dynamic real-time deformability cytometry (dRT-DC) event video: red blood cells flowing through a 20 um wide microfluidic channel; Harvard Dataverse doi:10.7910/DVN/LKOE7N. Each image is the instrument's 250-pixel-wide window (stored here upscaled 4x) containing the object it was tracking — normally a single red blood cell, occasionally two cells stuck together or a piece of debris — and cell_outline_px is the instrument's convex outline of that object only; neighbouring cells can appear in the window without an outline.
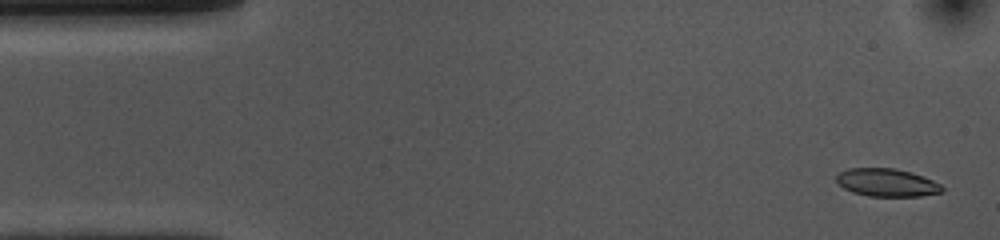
{"species": "common noctule bat (a hibernating species)", "species_latin": "Nyctalus noctula", "temperature_condition": "cold", "stored_images_in_passage": 54, "camera_frame_rate_fps": 3000, "um_per_image_px": 0.085, "animal": {"sex": "female", "body_mass_g": 10.0, "forearm_length_mm": 53.1}, "frame": {"image": 1, "passage_image": 2, "time_ms": 0.333, "image_size_px": [1000, 240], "cell_outline_px": [[944, 192], [920, 196], [868, 196], [852, 192], [844, 188], [836, 180], [836, 176], [840, 172], [848, 168], [896, 168], [912, 172], [924, 176], [940, 184], [944, 188]], "centroid_in_image_um": [75.41, 15.51], "position_along_channel_um": 9.6, "area_um2": 17.28}}
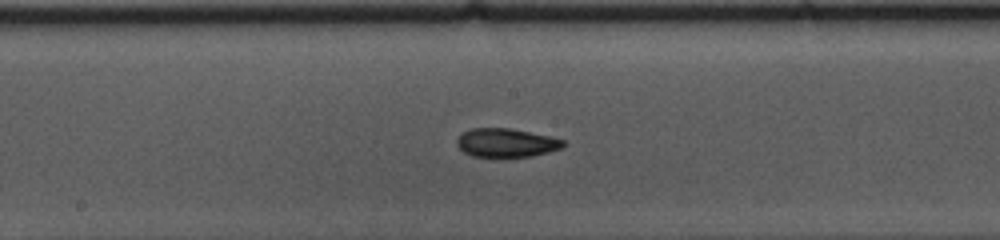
{"frame": {"image": 2, "passage_image": 26, "time_ms": 8.333, "image_size_px": [1000, 240], "cell_outline_px": [[568, 144], [560, 148], [548, 152], [532, 156], [472, 156], [464, 152], [456, 144], [456, 140], [464, 132], [472, 128], [508, 128], [548, 136], [564, 140]], "centroid_in_image_um": [43.03, 12.13], "position_along_channel_um": 205.2, "area_um2": 17.46}}
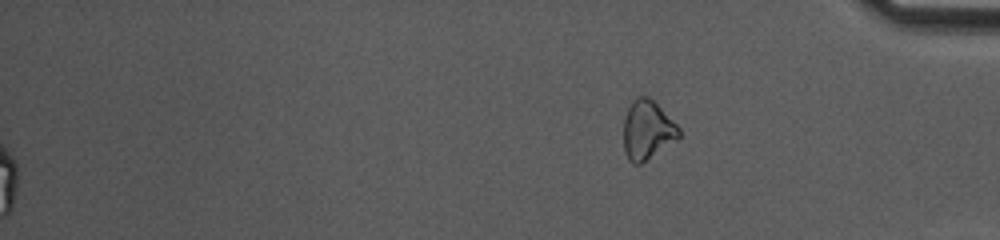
{"frame": {"image": 3, "passage_image": 54, "time_ms": 17.667, "image_size_px": [1000, 240], "cell_outline_px": [[680, 136], [676, 140], [640, 164], [632, 164], [628, 160], [624, 152], [624, 116], [632, 100], [636, 96], [648, 96], [680, 128]], "centroid_in_image_um": [54.99, 11.06], "position_along_channel_um": 380.2, "area_um2": 18.9}, "authors_computed_cell_mechanics": {"area_um2": 18.1492, "velocity_mm_per_s": 3.7102, "shape_relaxation_time_tau1_ms": 7.7096, "shape_relaxation_time_tau2_ms": 4.1102, "deformation_change_tau1": 0.1389, "deformation_change_tau2": 0.0959}}